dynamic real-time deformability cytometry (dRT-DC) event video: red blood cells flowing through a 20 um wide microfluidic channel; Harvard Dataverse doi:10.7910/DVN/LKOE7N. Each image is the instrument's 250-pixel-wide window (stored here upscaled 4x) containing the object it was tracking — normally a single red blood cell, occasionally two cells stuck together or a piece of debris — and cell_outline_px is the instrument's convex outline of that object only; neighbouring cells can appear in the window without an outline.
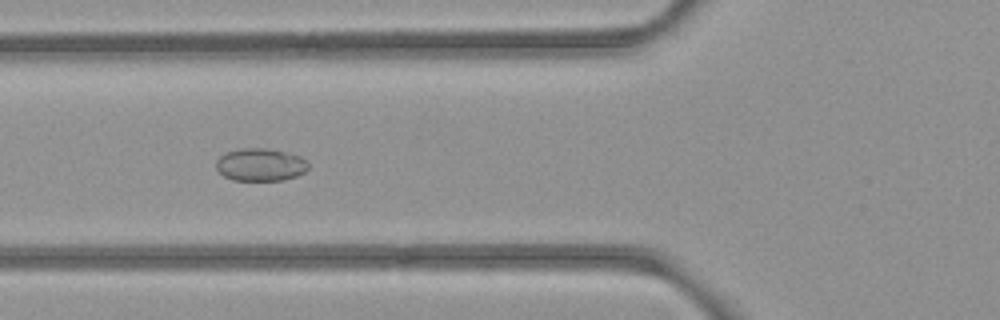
{"species": "common noctule bat (a hibernating species)", "species_latin": "Nyctalus noctula", "temperature_condition": "room temperature", "stored_images_in_passage": 52, "camera_frame_rate_fps": 3000, "um_per_image_px": 0.085, "animal": {"sex": "female", "body_mass_g": 21.9}, "frame": {"image": 1, "passage_image": 19, "time_ms": 6.0, "image_size_px": [1000, 320], "cell_outline_px": [[308, 168], [304, 172], [296, 176], [284, 180], [232, 180], [224, 176], [216, 168], [216, 160], [220, 156], [228, 152], [240, 148], [264, 148], [284, 152], [300, 156], [308, 160]], "centroid_in_image_um": [22.14, 14.0], "position_along_channel_um": 103.7, "area_um2": 17.51}}
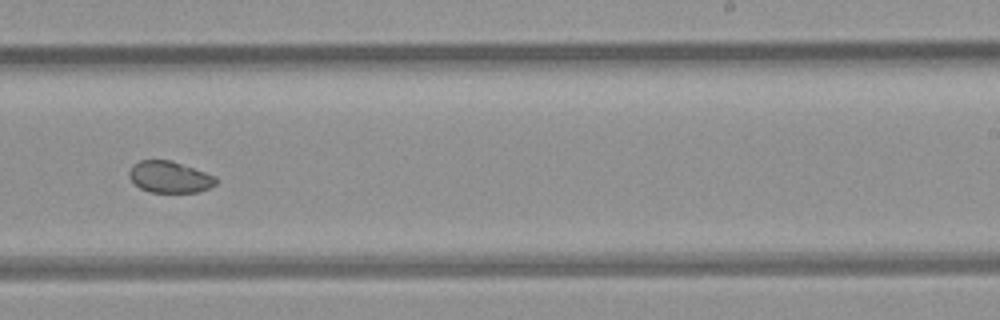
{"frame": {"image": 2, "passage_image": 32, "time_ms": 10.333, "image_size_px": [1000, 320], "cell_outline_px": [[216, 184], [200, 192], [152, 192], [140, 188], [132, 184], [128, 176], [128, 172], [132, 164], [140, 160], [172, 160], [216, 176]], "centroid_in_image_um": [14.38, 15.04], "position_along_channel_um": 274.6, "area_um2": 16.13}}
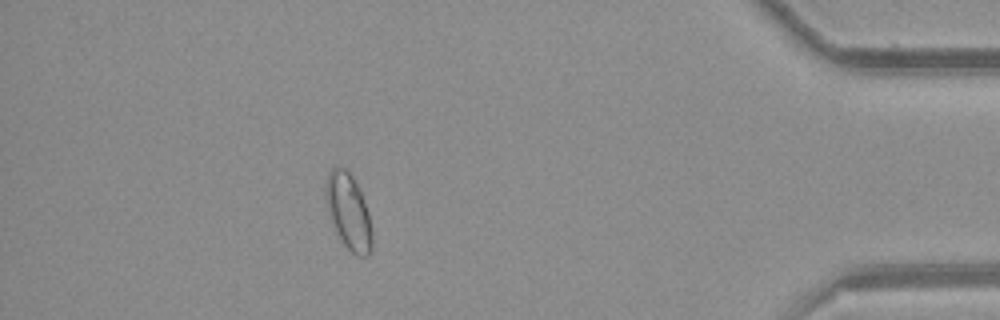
{"frame": {"image": 3, "passage_image": 46, "time_ms": 15.0, "image_size_px": [1000, 320], "cell_outline_px": [[372, 248], [368, 256], [360, 256], [352, 252], [344, 244], [332, 224], [324, 192], [324, 184], [328, 172], [336, 164], [344, 168], [352, 176], [360, 192], [368, 212], [372, 232]], "centroid_in_image_um": [29.6, 17.95], "position_along_channel_um": 405.6, "area_um2": 20.29}}